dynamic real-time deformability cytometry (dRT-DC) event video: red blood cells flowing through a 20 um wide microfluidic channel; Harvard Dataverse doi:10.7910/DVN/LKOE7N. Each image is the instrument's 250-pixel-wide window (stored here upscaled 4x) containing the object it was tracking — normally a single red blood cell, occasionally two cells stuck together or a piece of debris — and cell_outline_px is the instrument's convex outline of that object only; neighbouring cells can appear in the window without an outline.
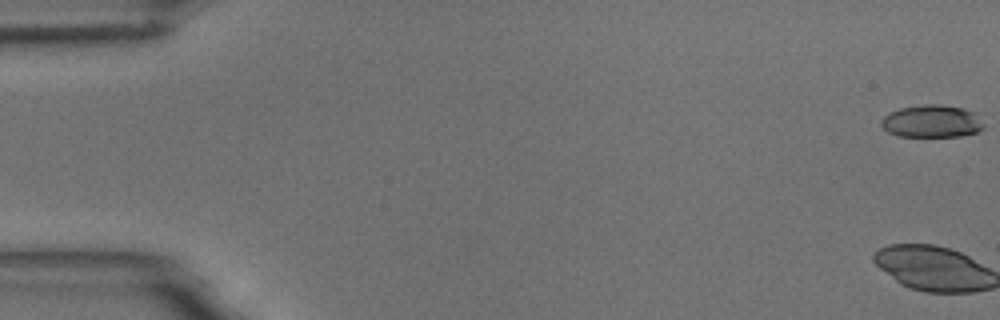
{"species": "common noctule bat (a hibernating species)", "species_latin": "Nyctalus noctula", "temperature_condition": "room temperature", "stored_images_in_passage": 56, "camera_frame_rate_fps": 3000, "um_per_image_px": 0.085, "animal": {"sex": "male", "body_mass_g": 18.8}, "frame": {"image": 1, "passage_image": 1, "time_ms": 0.0, "image_size_px": [1000, 320], "cell_outline_px": [[984, 128], [976, 132], [960, 136], [896, 136], [888, 132], [880, 124], [880, 120], [884, 116], [900, 108], [924, 104], [940, 104], [964, 108], [976, 112], [984, 124]], "centroid_in_image_um": [79.22, 10.3], "position_along_channel_um": 5.8, "area_um2": 19.54}}